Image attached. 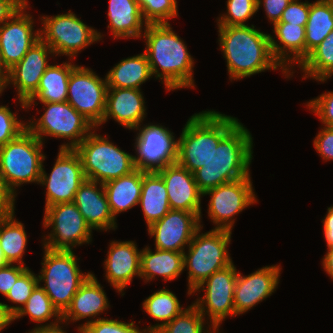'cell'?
Here are the masks:
<instances>
[{"instance_id": "6da1fadb", "label": "cell", "mask_w": 333, "mask_h": 333, "mask_svg": "<svg viewBox=\"0 0 333 333\" xmlns=\"http://www.w3.org/2000/svg\"><path fill=\"white\" fill-rule=\"evenodd\" d=\"M219 49L227 62V71L232 80H241L266 70H282L290 74L274 58L270 46V34L263 33L254 25L218 26Z\"/></svg>"}, {"instance_id": "7a4b0ae2", "label": "cell", "mask_w": 333, "mask_h": 333, "mask_svg": "<svg viewBox=\"0 0 333 333\" xmlns=\"http://www.w3.org/2000/svg\"><path fill=\"white\" fill-rule=\"evenodd\" d=\"M142 37L152 75L162 81L167 91L195 87L193 57L171 24H147Z\"/></svg>"}, {"instance_id": "3957f363", "label": "cell", "mask_w": 333, "mask_h": 333, "mask_svg": "<svg viewBox=\"0 0 333 333\" xmlns=\"http://www.w3.org/2000/svg\"><path fill=\"white\" fill-rule=\"evenodd\" d=\"M252 148L253 137L239 122L214 148L208 161L193 173L198 189L204 193L221 184L250 176Z\"/></svg>"}, {"instance_id": "277c9868", "label": "cell", "mask_w": 333, "mask_h": 333, "mask_svg": "<svg viewBox=\"0 0 333 333\" xmlns=\"http://www.w3.org/2000/svg\"><path fill=\"white\" fill-rule=\"evenodd\" d=\"M239 122L236 117L214 110L194 113L177 139L176 162L194 173L208 161L214 148Z\"/></svg>"}, {"instance_id": "5b68a950", "label": "cell", "mask_w": 333, "mask_h": 333, "mask_svg": "<svg viewBox=\"0 0 333 333\" xmlns=\"http://www.w3.org/2000/svg\"><path fill=\"white\" fill-rule=\"evenodd\" d=\"M201 230L202 226L195 232L186 248L188 251L183 252L184 270L188 269L189 296L209 276L233 263L227 249L232 231L214 227L205 233H201Z\"/></svg>"}, {"instance_id": "8992f818", "label": "cell", "mask_w": 333, "mask_h": 333, "mask_svg": "<svg viewBox=\"0 0 333 333\" xmlns=\"http://www.w3.org/2000/svg\"><path fill=\"white\" fill-rule=\"evenodd\" d=\"M43 248L41 272L37 274L38 282L53 305L63 314L70 306L79 287L92 273H82L78 264L80 258L74 251Z\"/></svg>"}, {"instance_id": "52a82bcc", "label": "cell", "mask_w": 333, "mask_h": 333, "mask_svg": "<svg viewBox=\"0 0 333 333\" xmlns=\"http://www.w3.org/2000/svg\"><path fill=\"white\" fill-rule=\"evenodd\" d=\"M43 144L26 129L17 138L0 147V175L16 196V187L25 183L39 185L46 158L42 152Z\"/></svg>"}, {"instance_id": "ba28073f", "label": "cell", "mask_w": 333, "mask_h": 333, "mask_svg": "<svg viewBox=\"0 0 333 333\" xmlns=\"http://www.w3.org/2000/svg\"><path fill=\"white\" fill-rule=\"evenodd\" d=\"M96 129L74 149L81 158L86 179L104 184L135 171L134 155L121 150L107 136L97 134Z\"/></svg>"}, {"instance_id": "9c48e42d", "label": "cell", "mask_w": 333, "mask_h": 333, "mask_svg": "<svg viewBox=\"0 0 333 333\" xmlns=\"http://www.w3.org/2000/svg\"><path fill=\"white\" fill-rule=\"evenodd\" d=\"M42 104L45 111L41 117L27 121V129L42 143L47 136L68 139L59 149H75L95 128L67 101Z\"/></svg>"}, {"instance_id": "30bf717a", "label": "cell", "mask_w": 333, "mask_h": 333, "mask_svg": "<svg viewBox=\"0 0 333 333\" xmlns=\"http://www.w3.org/2000/svg\"><path fill=\"white\" fill-rule=\"evenodd\" d=\"M40 38L53 50L54 56L74 59L79 52L102 40V34L83 23L74 12L41 16Z\"/></svg>"}, {"instance_id": "8fae6325", "label": "cell", "mask_w": 333, "mask_h": 333, "mask_svg": "<svg viewBox=\"0 0 333 333\" xmlns=\"http://www.w3.org/2000/svg\"><path fill=\"white\" fill-rule=\"evenodd\" d=\"M42 224L52 229L43 238V247L50 250L73 251L77 245L92 242L93 231L73 202L46 207Z\"/></svg>"}, {"instance_id": "7c38bea8", "label": "cell", "mask_w": 333, "mask_h": 333, "mask_svg": "<svg viewBox=\"0 0 333 333\" xmlns=\"http://www.w3.org/2000/svg\"><path fill=\"white\" fill-rule=\"evenodd\" d=\"M238 271L232 263L226 268L219 270L204 280L192 292H204V296L198 297L194 305L199 312L210 321V325L219 332V327L228 316H235L234 290ZM207 315V316H206ZM206 316V317H205Z\"/></svg>"}, {"instance_id": "4fadbf2b", "label": "cell", "mask_w": 333, "mask_h": 333, "mask_svg": "<svg viewBox=\"0 0 333 333\" xmlns=\"http://www.w3.org/2000/svg\"><path fill=\"white\" fill-rule=\"evenodd\" d=\"M107 80L85 66L77 65L69 76L67 102L95 128L105 112Z\"/></svg>"}, {"instance_id": "5bb4252c", "label": "cell", "mask_w": 333, "mask_h": 333, "mask_svg": "<svg viewBox=\"0 0 333 333\" xmlns=\"http://www.w3.org/2000/svg\"><path fill=\"white\" fill-rule=\"evenodd\" d=\"M50 174L42 166L39 184L46 186L45 208L59 203H71L79 186L86 180L82 161L74 149H59Z\"/></svg>"}, {"instance_id": "9a60e30c", "label": "cell", "mask_w": 333, "mask_h": 333, "mask_svg": "<svg viewBox=\"0 0 333 333\" xmlns=\"http://www.w3.org/2000/svg\"><path fill=\"white\" fill-rule=\"evenodd\" d=\"M252 183L251 177L248 176L221 184L203 193V196H210L208 217L216 225L215 229L232 231L235 215L258 202Z\"/></svg>"}, {"instance_id": "2e32d148", "label": "cell", "mask_w": 333, "mask_h": 333, "mask_svg": "<svg viewBox=\"0 0 333 333\" xmlns=\"http://www.w3.org/2000/svg\"><path fill=\"white\" fill-rule=\"evenodd\" d=\"M138 130L135 139L137 169L147 172L157 171L168 164L176 162L177 140L171 130L159 124H144L135 128Z\"/></svg>"}, {"instance_id": "e0dca14e", "label": "cell", "mask_w": 333, "mask_h": 333, "mask_svg": "<svg viewBox=\"0 0 333 333\" xmlns=\"http://www.w3.org/2000/svg\"><path fill=\"white\" fill-rule=\"evenodd\" d=\"M28 1L0 26V51L9 71L40 39V29H34V19L26 9Z\"/></svg>"}, {"instance_id": "ac0fdd59", "label": "cell", "mask_w": 333, "mask_h": 333, "mask_svg": "<svg viewBox=\"0 0 333 333\" xmlns=\"http://www.w3.org/2000/svg\"><path fill=\"white\" fill-rule=\"evenodd\" d=\"M52 55L54 57L51 47L40 38L9 70L3 92L9 85H14L22 109H26L25 101L37 90L42 75L50 65L49 56Z\"/></svg>"}, {"instance_id": "d6986e66", "label": "cell", "mask_w": 333, "mask_h": 333, "mask_svg": "<svg viewBox=\"0 0 333 333\" xmlns=\"http://www.w3.org/2000/svg\"><path fill=\"white\" fill-rule=\"evenodd\" d=\"M201 226L196 213L170 210L162 219L149 226L147 231L154 237L156 249L184 252L185 246L188 247Z\"/></svg>"}, {"instance_id": "ffe728a7", "label": "cell", "mask_w": 333, "mask_h": 333, "mask_svg": "<svg viewBox=\"0 0 333 333\" xmlns=\"http://www.w3.org/2000/svg\"><path fill=\"white\" fill-rule=\"evenodd\" d=\"M281 269V266L276 264L264 266L246 276L238 272L234 290L235 316L250 311L276 291Z\"/></svg>"}, {"instance_id": "44dd1931", "label": "cell", "mask_w": 333, "mask_h": 333, "mask_svg": "<svg viewBox=\"0 0 333 333\" xmlns=\"http://www.w3.org/2000/svg\"><path fill=\"white\" fill-rule=\"evenodd\" d=\"M164 180L171 210H184L196 213L201 225V198L194 174L177 162L168 164L156 171Z\"/></svg>"}, {"instance_id": "7402d4cb", "label": "cell", "mask_w": 333, "mask_h": 333, "mask_svg": "<svg viewBox=\"0 0 333 333\" xmlns=\"http://www.w3.org/2000/svg\"><path fill=\"white\" fill-rule=\"evenodd\" d=\"M135 241H111L107 257L103 262L105 279L119 294L134 277L140 278L141 250L137 249Z\"/></svg>"}, {"instance_id": "603a6c76", "label": "cell", "mask_w": 333, "mask_h": 333, "mask_svg": "<svg viewBox=\"0 0 333 333\" xmlns=\"http://www.w3.org/2000/svg\"><path fill=\"white\" fill-rule=\"evenodd\" d=\"M143 93L139 89L108 88L103 120L99 126L112 118L126 129L134 130L146 117Z\"/></svg>"}, {"instance_id": "cb8c5ba5", "label": "cell", "mask_w": 333, "mask_h": 333, "mask_svg": "<svg viewBox=\"0 0 333 333\" xmlns=\"http://www.w3.org/2000/svg\"><path fill=\"white\" fill-rule=\"evenodd\" d=\"M73 203L92 230L117 229V219L110 211L103 184L86 179L79 186Z\"/></svg>"}, {"instance_id": "d4e9b609", "label": "cell", "mask_w": 333, "mask_h": 333, "mask_svg": "<svg viewBox=\"0 0 333 333\" xmlns=\"http://www.w3.org/2000/svg\"><path fill=\"white\" fill-rule=\"evenodd\" d=\"M107 295L103 290V286L92 273L85 282L79 287L74 295L70 306L62 314V320L65 325L70 322H77L82 319H88L85 323L79 324V328L98 320L103 319L99 314L107 311L109 308ZM96 317V318H95Z\"/></svg>"}, {"instance_id": "484cf974", "label": "cell", "mask_w": 333, "mask_h": 333, "mask_svg": "<svg viewBox=\"0 0 333 333\" xmlns=\"http://www.w3.org/2000/svg\"><path fill=\"white\" fill-rule=\"evenodd\" d=\"M273 33L275 37L269 36L272 54L292 77L295 73L293 67L299 66L306 58L305 26L276 22Z\"/></svg>"}, {"instance_id": "4316f807", "label": "cell", "mask_w": 333, "mask_h": 333, "mask_svg": "<svg viewBox=\"0 0 333 333\" xmlns=\"http://www.w3.org/2000/svg\"><path fill=\"white\" fill-rule=\"evenodd\" d=\"M108 5L107 28L114 39L142 38L147 23L142 17L137 0H109Z\"/></svg>"}, {"instance_id": "83f0119b", "label": "cell", "mask_w": 333, "mask_h": 333, "mask_svg": "<svg viewBox=\"0 0 333 333\" xmlns=\"http://www.w3.org/2000/svg\"><path fill=\"white\" fill-rule=\"evenodd\" d=\"M76 66L70 61L50 64L42 75L37 90L25 101L26 109L38 105L36 99L40 103L66 102L69 76Z\"/></svg>"}, {"instance_id": "f1b7e54d", "label": "cell", "mask_w": 333, "mask_h": 333, "mask_svg": "<svg viewBox=\"0 0 333 333\" xmlns=\"http://www.w3.org/2000/svg\"><path fill=\"white\" fill-rule=\"evenodd\" d=\"M147 171L136 169L132 173L104 183V191L109 208L116 219L118 214L126 212L139 204L143 175Z\"/></svg>"}, {"instance_id": "f546056e", "label": "cell", "mask_w": 333, "mask_h": 333, "mask_svg": "<svg viewBox=\"0 0 333 333\" xmlns=\"http://www.w3.org/2000/svg\"><path fill=\"white\" fill-rule=\"evenodd\" d=\"M154 249L153 252L146 246L141 250L140 278L144 279V283L156 276L162 277L164 281L177 279L184 271L183 252Z\"/></svg>"}, {"instance_id": "4dcf8cb0", "label": "cell", "mask_w": 333, "mask_h": 333, "mask_svg": "<svg viewBox=\"0 0 333 333\" xmlns=\"http://www.w3.org/2000/svg\"><path fill=\"white\" fill-rule=\"evenodd\" d=\"M139 205L147 228L171 210L164 180L156 171L146 172L143 175Z\"/></svg>"}, {"instance_id": "1f68e13d", "label": "cell", "mask_w": 333, "mask_h": 333, "mask_svg": "<svg viewBox=\"0 0 333 333\" xmlns=\"http://www.w3.org/2000/svg\"><path fill=\"white\" fill-rule=\"evenodd\" d=\"M108 88L141 90V84L153 77L145 52L122 59L105 75Z\"/></svg>"}, {"instance_id": "d6a6232c", "label": "cell", "mask_w": 333, "mask_h": 333, "mask_svg": "<svg viewBox=\"0 0 333 333\" xmlns=\"http://www.w3.org/2000/svg\"><path fill=\"white\" fill-rule=\"evenodd\" d=\"M142 307L144 312L151 318L161 322L144 328L147 333H157L174 317L186 309L180 305L177 296L166 288L159 289L151 294L144 300Z\"/></svg>"}, {"instance_id": "836d02e7", "label": "cell", "mask_w": 333, "mask_h": 333, "mask_svg": "<svg viewBox=\"0 0 333 333\" xmlns=\"http://www.w3.org/2000/svg\"><path fill=\"white\" fill-rule=\"evenodd\" d=\"M27 234L22 222L13 215L0 218V247L8 264L26 266L23 256L26 251Z\"/></svg>"}, {"instance_id": "e575fe53", "label": "cell", "mask_w": 333, "mask_h": 333, "mask_svg": "<svg viewBox=\"0 0 333 333\" xmlns=\"http://www.w3.org/2000/svg\"><path fill=\"white\" fill-rule=\"evenodd\" d=\"M333 30V5L328 0L310 3L305 25L306 57Z\"/></svg>"}, {"instance_id": "d590c367", "label": "cell", "mask_w": 333, "mask_h": 333, "mask_svg": "<svg viewBox=\"0 0 333 333\" xmlns=\"http://www.w3.org/2000/svg\"><path fill=\"white\" fill-rule=\"evenodd\" d=\"M297 67L304 73L303 79L310 77L324 83L333 76V30Z\"/></svg>"}, {"instance_id": "8d00e7d4", "label": "cell", "mask_w": 333, "mask_h": 333, "mask_svg": "<svg viewBox=\"0 0 333 333\" xmlns=\"http://www.w3.org/2000/svg\"><path fill=\"white\" fill-rule=\"evenodd\" d=\"M28 315L30 321L36 322L41 327V323L49 321L54 318L55 322L62 321V314L53 305L50 298L44 289L38 284L32 291L31 296L28 298L26 304L14 315V320ZM40 323V325H39Z\"/></svg>"}, {"instance_id": "74e56055", "label": "cell", "mask_w": 333, "mask_h": 333, "mask_svg": "<svg viewBox=\"0 0 333 333\" xmlns=\"http://www.w3.org/2000/svg\"><path fill=\"white\" fill-rule=\"evenodd\" d=\"M205 322L206 319L192 303L157 333H220L209 325L210 323ZM206 324L208 326H205Z\"/></svg>"}, {"instance_id": "f35d334b", "label": "cell", "mask_w": 333, "mask_h": 333, "mask_svg": "<svg viewBox=\"0 0 333 333\" xmlns=\"http://www.w3.org/2000/svg\"><path fill=\"white\" fill-rule=\"evenodd\" d=\"M147 24L169 23L178 15L177 0H137Z\"/></svg>"}, {"instance_id": "ab89813d", "label": "cell", "mask_w": 333, "mask_h": 333, "mask_svg": "<svg viewBox=\"0 0 333 333\" xmlns=\"http://www.w3.org/2000/svg\"><path fill=\"white\" fill-rule=\"evenodd\" d=\"M227 13H223L216 21L218 26H247L248 20L257 10V0H227Z\"/></svg>"}, {"instance_id": "60d3db41", "label": "cell", "mask_w": 333, "mask_h": 333, "mask_svg": "<svg viewBox=\"0 0 333 333\" xmlns=\"http://www.w3.org/2000/svg\"><path fill=\"white\" fill-rule=\"evenodd\" d=\"M38 284V276L31 271L29 267L18 277L15 284L6 295L8 301L16 305L18 304L17 306L5 304L13 315L19 312L20 309L26 304L28 298L32 294V291Z\"/></svg>"}, {"instance_id": "b9f144b4", "label": "cell", "mask_w": 333, "mask_h": 333, "mask_svg": "<svg viewBox=\"0 0 333 333\" xmlns=\"http://www.w3.org/2000/svg\"><path fill=\"white\" fill-rule=\"evenodd\" d=\"M134 322L103 318L84 326L82 329L77 327V330L79 333H147L144 328L139 330V326H135Z\"/></svg>"}, {"instance_id": "7bdbcfd3", "label": "cell", "mask_w": 333, "mask_h": 333, "mask_svg": "<svg viewBox=\"0 0 333 333\" xmlns=\"http://www.w3.org/2000/svg\"><path fill=\"white\" fill-rule=\"evenodd\" d=\"M27 129V123L20 121L17 112L7 105H0V147L17 138Z\"/></svg>"}, {"instance_id": "ee69618b", "label": "cell", "mask_w": 333, "mask_h": 333, "mask_svg": "<svg viewBox=\"0 0 333 333\" xmlns=\"http://www.w3.org/2000/svg\"><path fill=\"white\" fill-rule=\"evenodd\" d=\"M306 107L318 116L323 126H333V91L311 99Z\"/></svg>"}, {"instance_id": "f6af8a7d", "label": "cell", "mask_w": 333, "mask_h": 333, "mask_svg": "<svg viewBox=\"0 0 333 333\" xmlns=\"http://www.w3.org/2000/svg\"><path fill=\"white\" fill-rule=\"evenodd\" d=\"M309 11L310 3L308 1L299 2V0H291L278 22L305 26L307 24Z\"/></svg>"}, {"instance_id": "bcb514c9", "label": "cell", "mask_w": 333, "mask_h": 333, "mask_svg": "<svg viewBox=\"0 0 333 333\" xmlns=\"http://www.w3.org/2000/svg\"><path fill=\"white\" fill-rule=\"evenodd\" d=\"M313 145L323 160H333V126L321 127L313 140Z\"/></svg>"}, {"instance_id": "7dc6e473", "label": "cell", "mask_w": 333, "mask_h": 333, "mask_svg": "<svg viewBox=\"0 0 333 333\" xmlns=\"http://www.w3.org/2000/svg\"><path fill=\"white\" fill-rule=\"evenodd\" d=\"M27 266L7 264L0 266V293L6 297L18 277L27 269Z\"/></svg>"}, {"instance_id": "c3c4849f", "label": "cell", "mask_w": 333, "mask_h": 333, "mask_svg": "<svg viewBox=\"0 0 333 333\" xmlns=\"http://www.w3.org/2000/svg\"><path fill=\"white\" fill-rule=\"evenodd\" d=\"M291 0H257V10L263 6L266 16L271 24L280 21L283 11Z\"/></svg>"}, {"instance_id": "681fc988", "label": "cell", "mask_w": 333, "mask_h": 333, "mask_svg": "<svg viewBox=\"0 0 333 333\" xmlns=\"http://www.w3.org/2000/svg\"><path fill=\"white\" fill-rule=\"evenodd\" d=\"M16 195L8 188L4 179L0 175V218H4L15 213Z\"/></svg>"}, {"instance_id": "f907efd6", "label": "cell", "mask_w": 333, "mask_h": 333, "mask_svg": "<svg viewBox=\"0 0 333 333\" xmlns=\"http://www.w3.org/2000/svg\"><path fill=\"white\" fill-rule=\"evenodd\" d=\"M28 0H0V26Z\"/></svg>"}, {"instance_id": "816d5d0a", "label": "cell", "mask_w": 333, "mask_h": 333, "mask_svg": "<svg viewBox=\"0 0 333 333\" xmlns=\"http://www.w3.org/2000/svg\"><path fill=\"white\" fill-rule=\"evenodd\" d=\"M322 222L327 248H333V205L328 207L327 214Z\"/></svg>"}, {"instance_id": "f5cc1de1", "label": "cell", "mask_w": 333, "mask_h": 333, "mask_svg": "<svg viewBox=\"0 0 333 333\" xmlns=\"http://www.w3.org/2000/svg\"><path fill=\"white\" fill-rule=\"evenodd\" d=\"M65 322L62 320L60 322H50L49 324L47 323L46 325H42L41 327H35L34 329H32L31 331H29L28 333H67L64 329H63V324ZM62 324V326H60Z\"/></svg>"}, {"instance_id": "db71d44e", "label": "cell", "mask_w": 333, "mask_h": 333, "mask_svg": "<svg viewBox=\"0 0 333 333\" xmlns=\"http://www.w3.org/2000/svg\"><path fill=\"white\" fill-rule=\"evenodd\" d=\"M14 321V315L8 310L5 303L0 302V332Z\"/></svg>"}, {"instance_id": "11a10c76", "label": "cell", "mask_w": 333, "mask_h": 333, "mask_svg": "<svg viewBox=\"0 0 333 333\" xmlns=\"http://www.w3.org/2000/svg\"><path fill=\"white\" fill-rule=\"evenodd\" d=\"M322 266L333 281V248H327V252L322 259Z\"/></svg>"}, {"instance_id": "9f6ffc18", "label": "cell", "mask_w": 333, "mask_h": 333, "mask_svg": "<svg viewBox=\"0 0 333 333\" xmlns=\"http://www.w3.org/2000/svg\"><path fill=\"white\" fill-rule=\"evenodd\" d=\"M9 71L5 68L0 51V87L3 89L8 78Z\"/></svg>"}, {"instance_id": "6f0895ef", "label": "cell", "mask_w": 333, "mask_h": 333, "mask_svg": "<svg viewBox=\"0 0 333 333\" xmlns=\"http://www.w3.org/2000/svg\"><path fill=\"white\" fill-rule=\"evenodd\" d=\"M8 263L6 262L5 258H4V255H3V252H2V249L0 247V266H5L7 265Z\"/></svg>"}]
</instances>
